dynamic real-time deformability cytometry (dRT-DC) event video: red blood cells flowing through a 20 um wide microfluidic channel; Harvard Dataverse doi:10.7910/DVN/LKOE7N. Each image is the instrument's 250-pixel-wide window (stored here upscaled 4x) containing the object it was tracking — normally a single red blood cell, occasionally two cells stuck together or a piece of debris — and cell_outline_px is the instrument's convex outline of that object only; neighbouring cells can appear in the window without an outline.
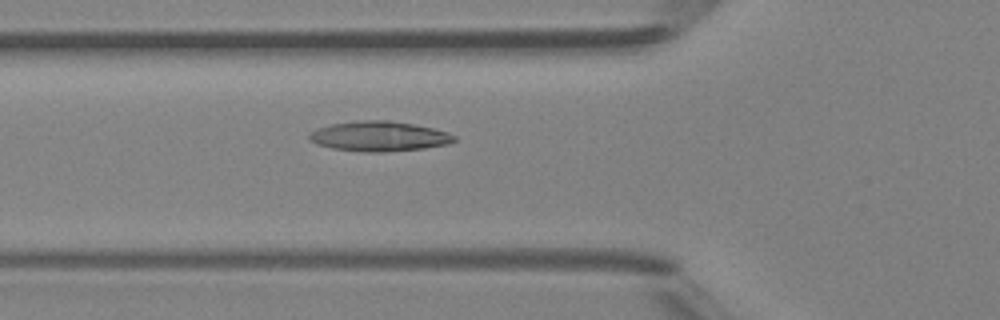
{"species": "Egyptian fruit bat (a non-hibernating species)", "species_latin": "Rousettus aegyptiacus", "temperature_condition": "room temperature", "stored_images_in_passage": 40, "camera_frame_rate_fps": 3000, "um_per_image_px": 0.085, "animal": {"sex": "female"}, "frame": {"image": 1, "passage_image": 9, "time_ms": 2.667, "image_size_px": [1000, 320], "cell_outline_px": [[456, 140], [448, 144], [424, 148], [380, 152], [368, 152], [332, 148], [316, 144], [308, 140], [308, 132], [316, 128], [332, 124], [356, 120], [388, 120], [412, 124], [432, 128], [448, 132], [456, 136]], "centroid_in_image_um": [32.18, 11.58], "position_along_channel_um": 93.6, "area_um2": 25.37}}
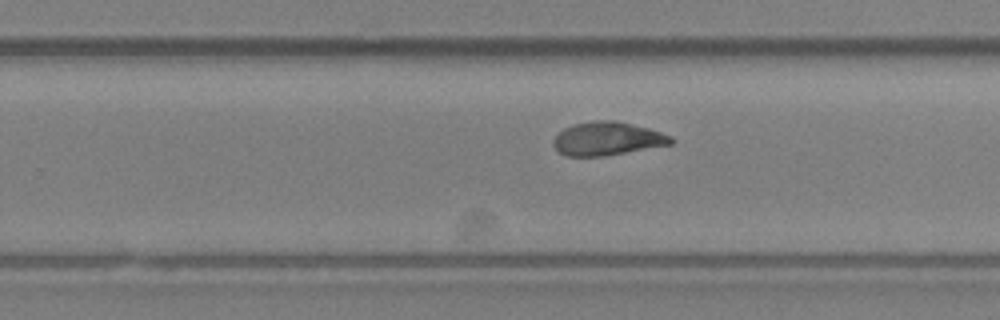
{"frame": {"image": 2, "passage_image": 22, "time_ms": 7.0, "image_size_px": [1000, 320], "cell_outline_px": [[672, 144], [604, 156], [568, 156], [560, 152], [552, 144], [552, 140], [564, 128], [572, 124], [596, 120], [616, 120], [648, 128], [672, 136]], "centroid_in_image_um": [51.61, 11.78], "position_along_channel_um": 278.2, "area_um2": 22.77}}
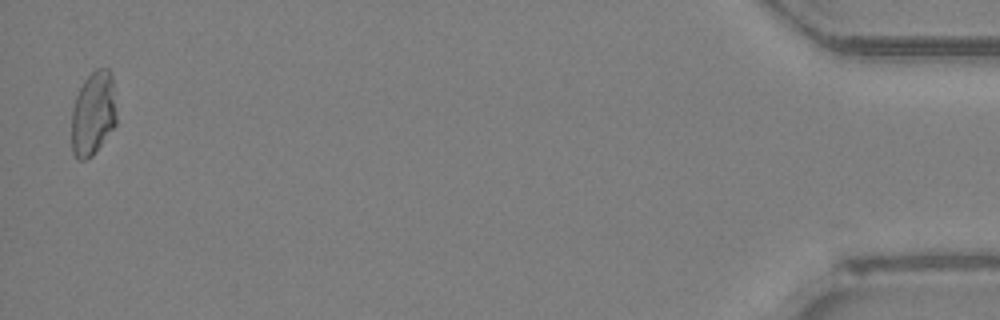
{"frame": {"image": 3, "passage_image": 39, "time_ms": 12.667, "image_size_px": [1000, 320], "cell_outline_px": [[116, 124], [92, 156], [84, 160], [76, 160], [72, 152], [72, 108], [76, 96], [84, 80], [96, 68], [108, 68], [112, 72], [116, 116]], "centroid_in_image_um": [7.91, 9.65], "position_along_channel_um": 427.3, "area_um2": 22.08}, "authors_computed_cell_mechanics": {"area_um2": 22.9177, "velocity_mm_per_s": 4.2776, "shape_relaxation_time_tau1_ms": 5.6372, "shape_relaxation_time_tau2_ms": 3.0827, "deformation_change_tau1": 0.1895, "deformation_change_tau2": 0.0627}}